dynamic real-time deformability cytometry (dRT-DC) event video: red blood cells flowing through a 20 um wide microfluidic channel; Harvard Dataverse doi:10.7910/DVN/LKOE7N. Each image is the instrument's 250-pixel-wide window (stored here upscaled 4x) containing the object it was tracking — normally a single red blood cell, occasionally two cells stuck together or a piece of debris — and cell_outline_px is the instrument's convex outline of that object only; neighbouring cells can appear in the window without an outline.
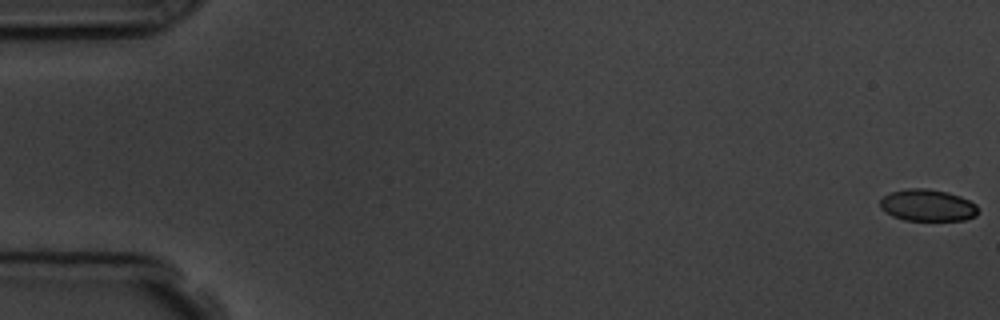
{"species": "common noctule bat (a hibernating species)", "species_latin": "Nyctalus noctula", "temperature_condition": "room temperature", "stored_images_in_passage": 5, "camera_frame_rate_fps": 3000, "um_per_image_px": 0.085, "animal": {"sex": "male", "body_mass_g": 19.5, "forearm_length_mm": 54.6}, "frame": {"image": 1, "passage_image": 1, "time_ms": 0.0, "image_size_px": [1000, 320], "cell_outline_px": [[976, 216], [964, 220], [904, 220], [892, 216], [884, 212], [880, 208], [880, 200], [884, 196], [892, 192], [908, 188], [924, 188], [948, 192], [960, 196], [976, 204]], "centroid_in_image_um": [78.81, 17.45], "position_along_channel_um": 6.2, "area_um2": 18.09}}
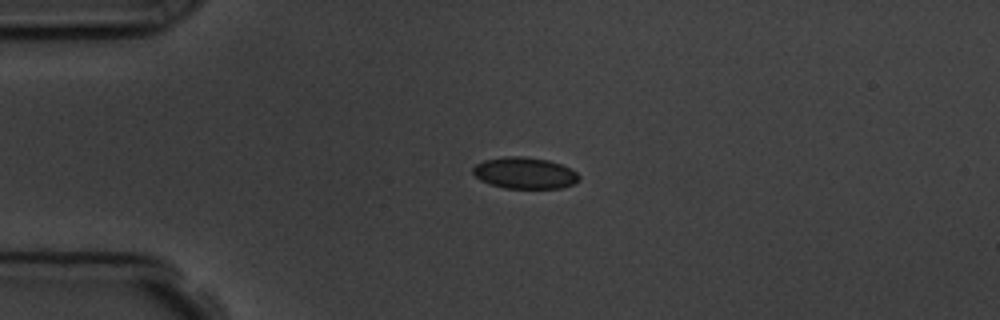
{"frame": {"image": 2, "passage_image": 4, "time_ms": 4.333, "image_size_px": [1000, 320], "cell_outline_px": [[580, 180], [572, 184], [560, 188], [504, 188], [480, 180], [472, 172], [472, 168], [476, 164], [484, 160], [504, 156], [524, 156], [548, 160], [560, 164], [576, 172], [580, 176]], "centroid_in_image_um": [44.59, 14.7], "position_along_channel_um": 40.4, "area_um2": 19.36}}